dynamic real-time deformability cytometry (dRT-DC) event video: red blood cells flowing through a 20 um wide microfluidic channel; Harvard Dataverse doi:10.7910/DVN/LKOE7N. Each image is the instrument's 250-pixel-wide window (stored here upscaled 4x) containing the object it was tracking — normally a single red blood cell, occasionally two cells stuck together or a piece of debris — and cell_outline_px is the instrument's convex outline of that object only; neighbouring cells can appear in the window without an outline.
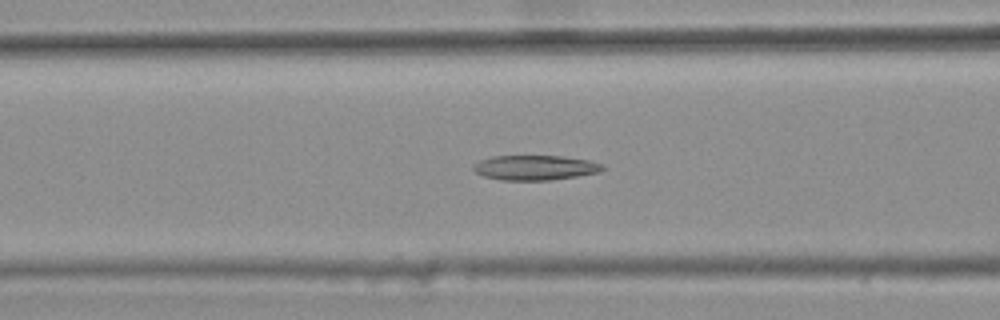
{"species": "common noctule bat (a hibernating species)", "species_latin": "Nyctalus noctula", "temperature_condition": "warm", "stored_images_in_passage": 45, "camera_frame_rate_fps": 3000, "um_per_image_px": 0.085, "animal": {"sex": "female", "body_mass_g": 25.1}, "frame": {"image": 1, "passage_image": 20, "time_ms": 6.333, "image_size_px": [1000, 320], "cell_outline_px": [[604, 168], [600, 172], [576, 176], [548, 180], [500, 180], [484, 176], [476, 172], [472, 168], [480, 160], [492, 156], [560, 156], [588, 160], [600, 164]], "centroid_in_image_um": [45.46, 14.25], "position_along_channel_um": 121.1, "area_um2": 18.44}}
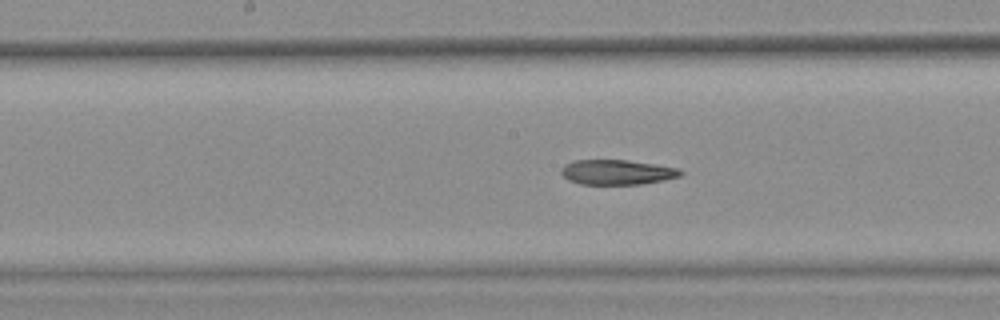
{"frame": {"image": 2, "passage_image": 26, "time_ms": 8.333, "image_size_px": [1000, 320], "cell_outline_px": [[684, 172], [680, 176], [664, 180], [640, 184], [580, 184], [568, 180], [560, 172], [560, 168], [564, 164], [572, 160], [628, 160], [680, 168]], "centroid_in_image_um": [52.43, 14.63], "position_along_channel_um": 195.8, "area_um2": 17.46}}
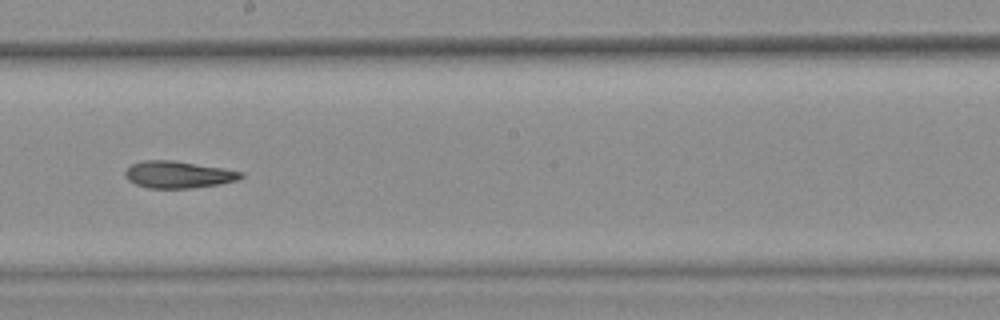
{"frame": {"image": 3, "passage_image": 29, "time_ms": 9.333, "image_size_px": [1000, 320], "cell_outline_px": [[244, 176], [236, 180], [220, 184], [192, 188], [148, 188], [136, 184], [128, 180], [124, 176], [124, 172], [132, 164], [144, 160], [172, 160], [224, 168], [244, 172]], "centroid_in_image_um": [15.15, 14.84], "position_along_channel_um": 233.0, "area_um2": 18.21}}